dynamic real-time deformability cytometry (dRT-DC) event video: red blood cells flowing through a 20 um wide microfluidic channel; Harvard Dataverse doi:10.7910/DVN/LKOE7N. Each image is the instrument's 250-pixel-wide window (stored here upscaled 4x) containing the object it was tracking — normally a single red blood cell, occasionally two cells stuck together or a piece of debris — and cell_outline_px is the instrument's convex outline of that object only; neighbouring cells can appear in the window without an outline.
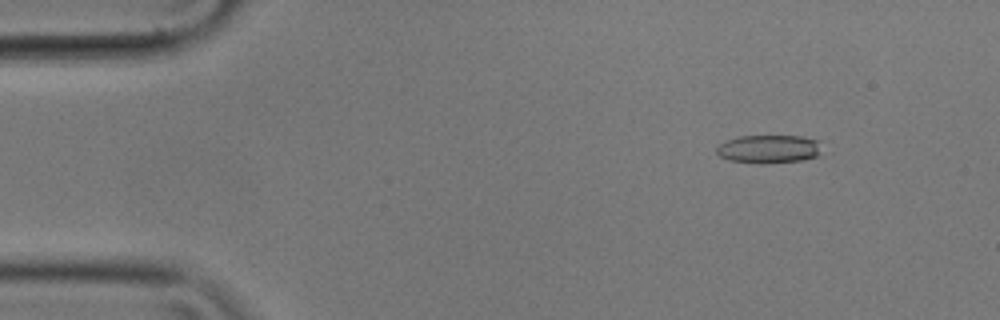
{"species": "common noctule bat (a hibernating species)", "species_latin": "Nyctalus noctula", "temperature_condition": "cold", "stored_images_in_passage": 14, "camera_frame_rate_fps": 3000, "um_per_image_px": 0.085, "animal": {"sex": "male", "body_mass_g": 17.9}, "frame": {"image": 1, "passage_image": 7, "time_ms": 2.0, "image_size_px": [1000, 320], "cell_outline_px": [[816, 156], [800, 160], [760, 164], [728, 160], [720, 156], [716, 152], [716, 148], [724, 140], [740, 136], [800, 136], [816, 140]], "centroid_in_image_um": [65.21, 12.67], "position_along_channel_um": 19.8, "area_um2": 16.94}}